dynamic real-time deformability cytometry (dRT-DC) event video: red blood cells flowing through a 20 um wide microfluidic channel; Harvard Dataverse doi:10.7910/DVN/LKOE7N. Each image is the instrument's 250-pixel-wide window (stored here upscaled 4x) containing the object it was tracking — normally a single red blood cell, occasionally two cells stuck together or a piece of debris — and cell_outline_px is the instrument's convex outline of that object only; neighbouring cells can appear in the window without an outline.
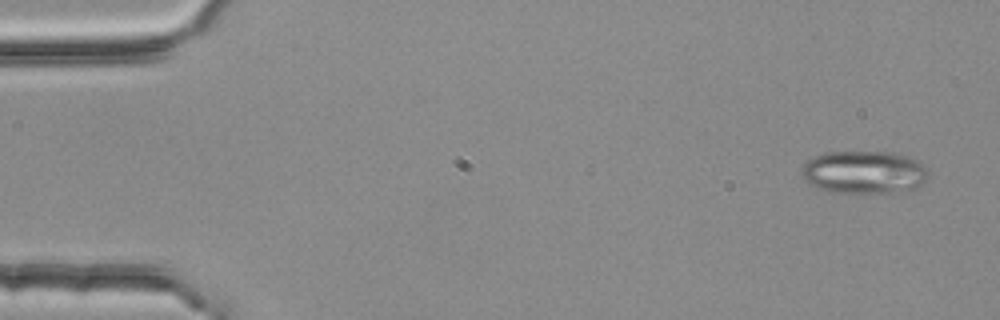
{"species": "common noctule bat (a hibernating species)", "species_latin": "Nyctalus noctula", "temperature_condition": "room temperature", "stored_images_in_passage": 3, "camera_frame_rate_fps": 3000, "um_per_image_px": 0.085, "animal": {"sex": "female", "body_mass_g": 25.1}, "frame": {"image": 1, "passage_image": 1, "time_ms": 0.0, "image_size_px": [1000, 320], "cell_outline_px": [[928, 176], [916, 188], [888, 192], [828, 192], [816, 188], [808, 184], [804, 180], [800, 172], [804, 164], [812, 156], [824, 152], [892, 152], [908, 156], [924, 164], [928, 172]], "centroid_in_image_um": [73.38, 14.62], "position_along_channel_um": 11.6, "area_um2": 31.73}}